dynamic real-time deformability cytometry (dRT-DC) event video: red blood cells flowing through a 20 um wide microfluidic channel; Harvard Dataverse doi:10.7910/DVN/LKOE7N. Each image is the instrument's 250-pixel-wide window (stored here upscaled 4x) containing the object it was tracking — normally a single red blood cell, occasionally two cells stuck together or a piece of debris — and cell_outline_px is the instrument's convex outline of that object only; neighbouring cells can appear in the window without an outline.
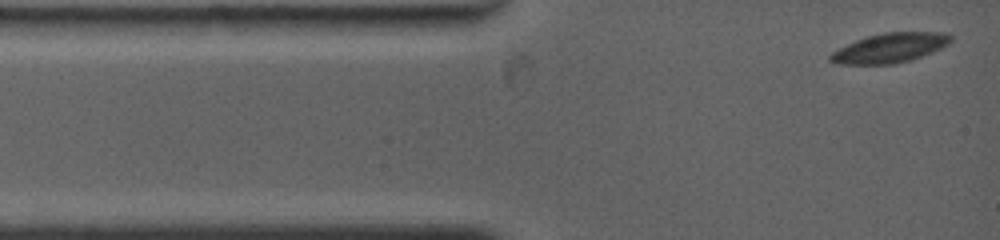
{"species": "common noctule bat (a hibernating species)", "species_latin": "Nyctalus noctula", "temperature_condition": "warm", "stored_images_in_passage": 26, "camera_frame_rate_fps": 4500, "um_per_image_px": 0.085, "animal": {"sex": "female", "body_mass_g": 19.0, "forearm_length_mm": 53.3}, "frame": {"image": 1, "passage_image": 1, "time_ms": 0.0, "image_size_px": [1000, 240], "cell_outline_px": [[952, 40], [948, 44], [932, 52], [912, 60], [892, 64], [836, 64], [828, 60], [828, 56], [832, 52], [856, 40], [868, 36], [884, 32], [944, 32], [952, 36]], "centroid_in_image_um": [75.64, 4.07], "position_along_channel_um": 9.4, "area_um2": 20.69}}
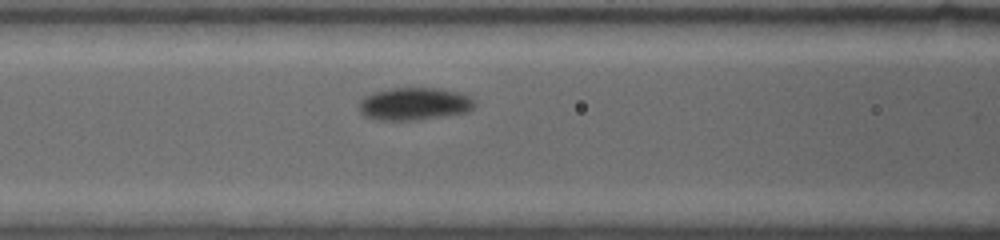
{"frame": {"image": 2, "passage_image": 15, "time_ms": 4.444, "image_size_px": [1000, 240], "cell_outline_px": [[476, 104], [468, 112], [420, 120], [376, 120], [364, 116], [360, 112], [360, 100], [364, 96], [372, 92], [392, 88], [436, 88], [460, 92], [472, 96], [476, 100]], "centroid_in_image_um": [35.25, 8.83], "position_along_channel_um": 131.4, "area_um2": 22.31}}
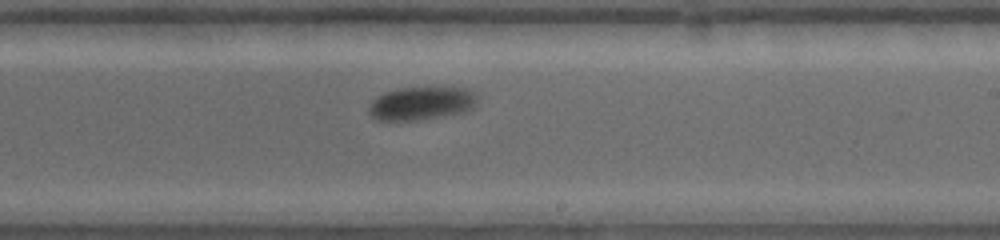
{"frame": {"image": 3, "passage_image": 26, "time_ms": 7.778, "image_size_px": [1000, 240], "cell_outline_px": [[476, 108], [464, 112], [420, 120], [376, 120], [368, 112], [368, 104], [376, 96], [384, 92], [400, 88], [468, 88], [476, 96]], "centroid_in_image_um": [35.79, 8.79], "position_along_channel_um": 253.2, "area_um2": 21.1}}